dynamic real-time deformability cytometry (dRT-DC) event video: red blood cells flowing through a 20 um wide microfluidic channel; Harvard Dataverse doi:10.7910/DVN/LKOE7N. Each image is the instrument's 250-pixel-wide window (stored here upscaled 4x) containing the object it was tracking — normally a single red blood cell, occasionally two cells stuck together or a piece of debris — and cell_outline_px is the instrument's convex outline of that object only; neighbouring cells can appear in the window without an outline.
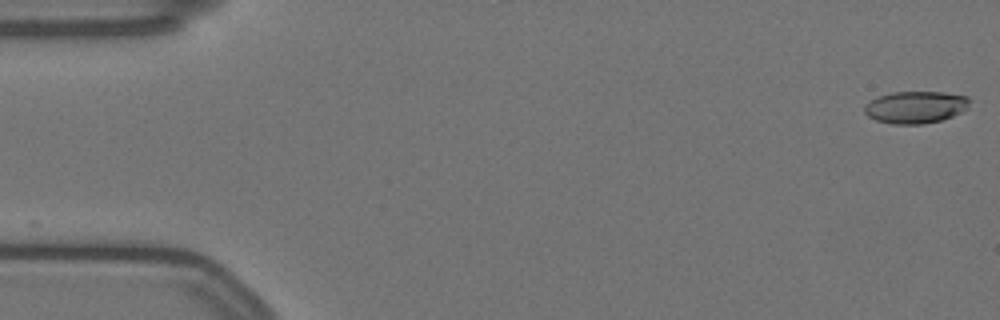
{"species": "Egyptian fruit bat (a non-hibernating species)", "species_latin": "Rousettus aegyptiacus", "temperature_condition": "warm", "stored_images_in_passage": 17, "camera_frame_rate_fps": 3000, "um_per_image_px": 0.085, "animal": {"sex": "female"}, "frame": {"image": 1, "passage_image": 1, "time_ms": 0.0, "image_size_px": [1000, 320], "cell_outline_px": [[968, 108], [952, 116], [940, 120], [924, 124], [892, 124], [876, 120], [868, 116], [864, 112], [864, 108], [872, 100], [880, 96], [892, 92], [944, 92], [968, 96]], "centroid_in_image_um": [77.83, 9.11], "position_along_channel_um": 7.2, "area_um2": 19.48}}
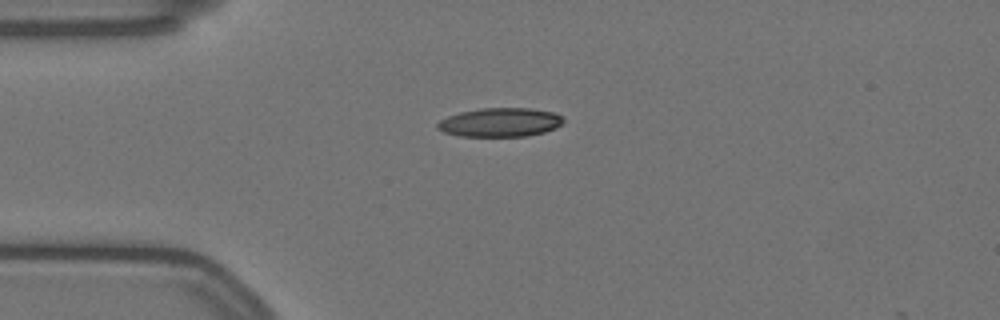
{"frame": {"image": 2, "passage_image": 14, "time_ms": 4.333, "image_size_px": [1000, 320], "cell_outline_px": [[564, 120], [556, 128], [544, 132], [528, 136], [460, 136], [444, 132], [436, 128], [436, 124], [440, 120], [448, 116], [460, 112], [480, 108], [528, 108], [556, 112], [564, 116]], "centroid_in_image_um": [42.53, 10.39], "position_along_channel_um": 42.5, "area_um2": 21.33}}